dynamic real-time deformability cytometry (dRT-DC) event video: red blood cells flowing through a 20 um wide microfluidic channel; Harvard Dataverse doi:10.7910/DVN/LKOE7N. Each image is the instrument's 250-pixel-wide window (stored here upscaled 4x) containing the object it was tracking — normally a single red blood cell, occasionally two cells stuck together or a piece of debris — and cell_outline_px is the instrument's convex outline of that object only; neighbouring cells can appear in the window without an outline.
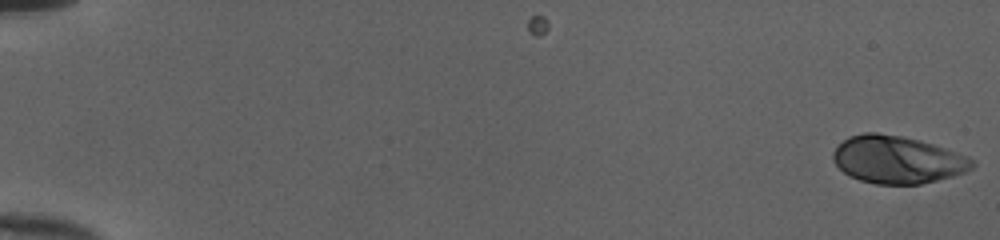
{"species": "human", "species_latin": "Homo sapiens", "temperature_condition": "cold", "stored_images_in_passage": 53, "camera_frame_rate_fps": 3000, "um_per_image_px": 0.085, "donor": {"sex": "female"}, "frame": {"image": 1, "passage_image": 1, "time_ms": 0.0, "image_size_px": [1000, 240], "cell_outline_px": [[976, 164], [972, 168], [964, 172], [952, 176], [920, 184], [876, 184], [860, 180], [848, 176], [832, 160], [832, 152], [848, 136], [864, 132], [876, 132], [900, 136], [920, 140], [968, 156]], "centroid_in_image_um": [76.25, 13.57], "position_along_channel_um": 8.8, "area_um2": 38.38}}
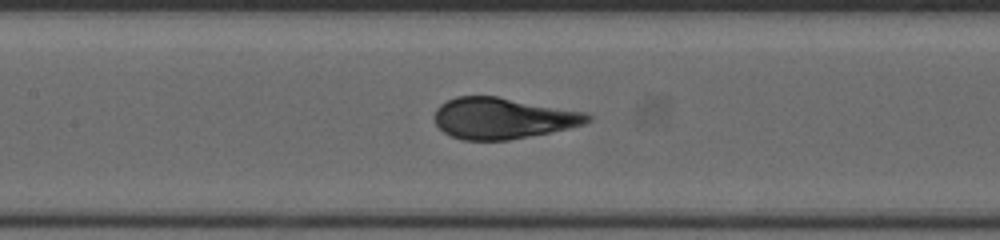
{"frame": {"image": 2, "passage_image": 27, "time_ms": 8.667, "image_size_px": [1000, 240], "cell_outline_px": [[592, 120], [584, 124], [568, 128], [508, 140], [464, 140], [452, 136], [444, 132], [436, 124], [432, 116], [436, 108], [440, 104], [456, 96], [496, 96], [588, 112], [592, 116]], "centroid_in_image_um": [42.73, 10.04], "position_along_channel_um": 164.7, "area_um2": 36.76}}
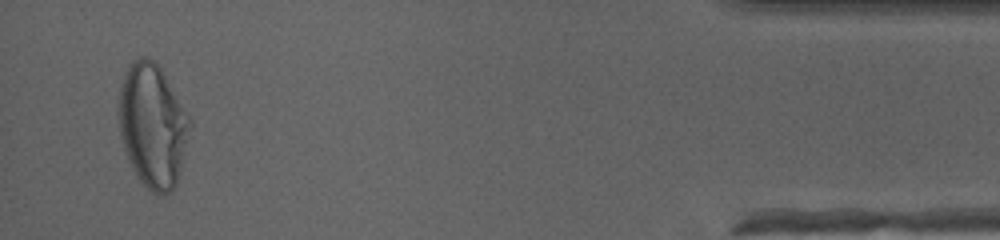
{"frame": {"image": 3, "passage_image": 51, "time_ms": 16.667, "image_size_px": [1000, 240], "cell_outline_px": [[192, 124], [176, 184], [172, 192], [164, 196], [152, 192], [136, 176], [128, 160], [120, 136], [116, 112], [116, 104], [124, 72], [128, 64], [132, 60], [140, 56], [144, 56], [156, 60], [192, 120]], "centroid_in_image_um": [12.94, 10.63], "position_along_channel_um": 422.3, "area_um2": 52.14}, "authors_computed_cell_mechanics": {"area_um2": 37.3966, "velocity_mm_per_s": 4.0148, "shape_relaxation_time_tau1_ms": 5.5151, "shape_relaxation_time_tau2_ms": null, "deformation_change_tau1": 0.2357, "deformation_change_tau2": null}}